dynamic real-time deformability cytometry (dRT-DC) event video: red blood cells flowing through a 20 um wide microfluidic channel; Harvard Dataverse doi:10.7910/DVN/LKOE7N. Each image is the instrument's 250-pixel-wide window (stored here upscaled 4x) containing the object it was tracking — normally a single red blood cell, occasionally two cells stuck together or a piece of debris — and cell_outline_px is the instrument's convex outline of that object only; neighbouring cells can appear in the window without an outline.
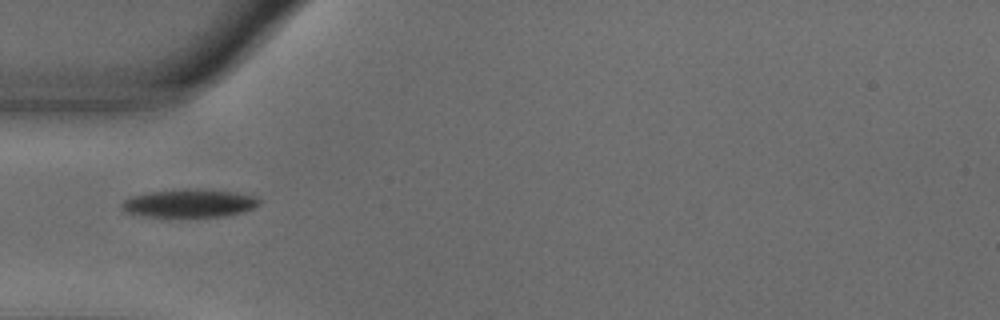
{"species": "common noctule bat (a hibernating species)", "species_latin": "Nyctalus noctula", "temperature_condition": "warm", "stored_images_in_passage": 39, "camera_frame_rate_fps": 3000, "um_per_image_px": 0.085, "animal": {"sex": "male", "body_mass_g": 18.8}, "frame": {"image": 1, "passage_image": 1, "time_ms": 0.0, "image_size_px": [1000, 320], "cell_outline_px": [[260, 204], [244, 212], [224, 216], [144, 216], [124, 212], [120, 208], [120, 204], [124, 200], [132, 196], [148, 192], [184, 188], [204, 188], [236, 192], [252, 196], [260, 200]], "centroid_in_image_um": [16.07, 17.25], "position_along_channel_um": 68.9, "area_um2": 22.72}}
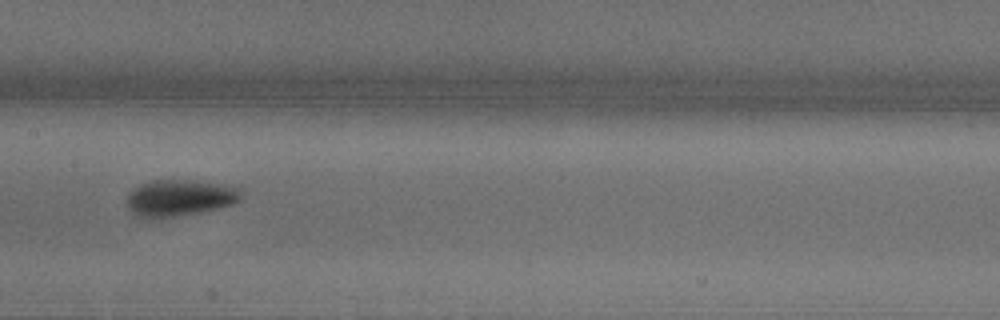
{"frame": {"image": 2, "passage_image": 11, "time_ms": 3.333, "image_size_px": [1000, 320], "cell_outline_px": [[240, 200], [232, 204], [200, 212], [176, 216], [148, 220], [136, 216], [128, 208], [128, 196], [132, 188], [140, 184], [156, 180], [196, 180], [220, 184], [240, 188]], "centroid_in_image_um": [15.22, 16.83], "position_along_channel_um": 192.2, "area_um2": 24.33}}
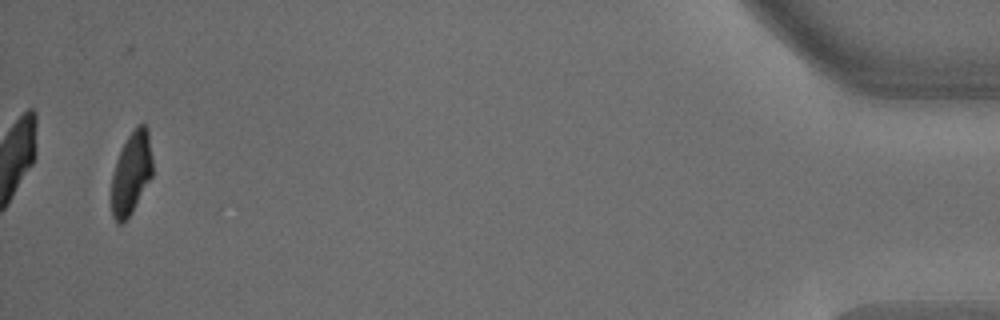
{"frame": {"image": 3, "passage_image": 37, "time_ms": 12.0, "image_size_px": [1000, 320], "cell_outline_px": [[152, 176], [132, 212], [120, 224], [116, 224], [112, 216], [112, 176], [116, 160], [128, 136], [136, 124], [144, 124], [148, 128], [152, 160]], "centroid_in_image_um": [11.16, 14.7], "position_along_channel_um": 424.0, "area_um2": 19.59}, "authors_computed_cell_mechanics": {"area_um2": 22.3108, "velocity_mm_per_s": 3.6629, "shape_relaxation_time_tau1_ms": 2.5284, "shape_relaxation_time_tau2_ms": 2.2088, "deformation_change_tau1": 0.1606, "deformation_change_tau2": 0.0566}}